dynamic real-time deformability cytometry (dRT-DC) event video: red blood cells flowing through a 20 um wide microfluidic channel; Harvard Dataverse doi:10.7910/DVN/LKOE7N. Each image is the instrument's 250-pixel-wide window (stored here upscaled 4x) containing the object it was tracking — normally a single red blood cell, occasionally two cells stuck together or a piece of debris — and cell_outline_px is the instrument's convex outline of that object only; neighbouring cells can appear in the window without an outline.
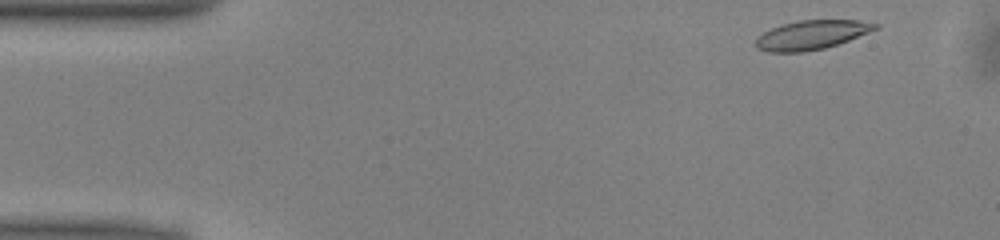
{"species": "common noctule bat (a hibernating species)", "species_latin": "Nyctalus noctula", "temperature_condition": "warm", "stored_images_in_passage": 38, "camera_frame_rate_fps": 3000, "um_per_image_px": 0.085, "animal": {"sex": "male", "body_mass_g": 13.0, "forearm_length_mm": 53.1}, "frame": {"image": 1, "passage_image": 1, "time_ms": 0.0, "image_size_px": [1000, 240], "cell_outline_px": [[880, 28], [848, 40], [824, 48], [804, 52], [768, 52], [756, 48], [756, 40], [764, 32], [772, 28], [784, 24], [800, 20], [856, 20], [880, 24]], "centroid_in_image_um": [69.0, 2.97], "position_along_channel_um": 16.0, "area_um2": 20.06}}
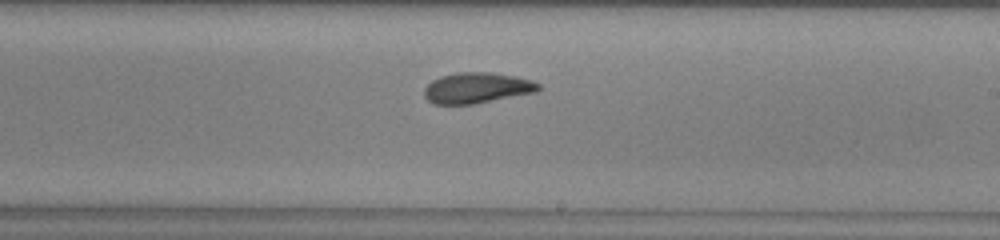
{"frame": {"image": 2, "passage_image": 26, "time_ms": 8.333, "image_size_px": [1000, 240], "cell_outline_px": [[540, 88], [536, 92], [476, 104], [436, 104], [428, 100], [424, 96], [424, 88], [432, 80], [440, 76], [456, 72], [492, 72], [516, 76], [532, 80], [540, 84]], "centroid_in_image_um": [40.54, 7.46], "position_along_channel_um": 248.5, "area_um2": 20.63}}
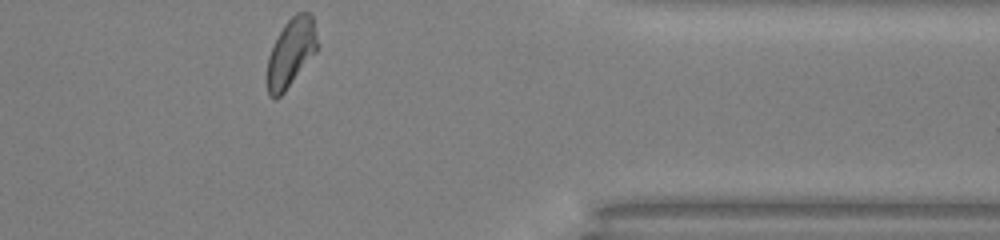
{"frame": {"image": 3, "passage_image": 38, "time_ms": 12.333, "image_size_px": [1000, 240], "cell_outline_px": [[320, 48], [284, 92], [276, 100], [272, 100], [268, 96], [268, 56], [284, 24], [296, 12], [308, 12], [312, 16], [320, 44]], "centroid_in_image_um": [24.77, 4.48], "position_along_channel_um": 386.6, "area_um2": 20.11}, "authors_computed_cell_mechanics": {"area_um2": 20.6924, "velocity_mm_per_s": 3.9953, "shape_relaxation_time_tau1_ms": 7.4516, "shape_relaxation_time_tau2_ms": 1.5987, "deformation_change_tau1": 0.1915, "deformation_change_tau2": 0.0803}}